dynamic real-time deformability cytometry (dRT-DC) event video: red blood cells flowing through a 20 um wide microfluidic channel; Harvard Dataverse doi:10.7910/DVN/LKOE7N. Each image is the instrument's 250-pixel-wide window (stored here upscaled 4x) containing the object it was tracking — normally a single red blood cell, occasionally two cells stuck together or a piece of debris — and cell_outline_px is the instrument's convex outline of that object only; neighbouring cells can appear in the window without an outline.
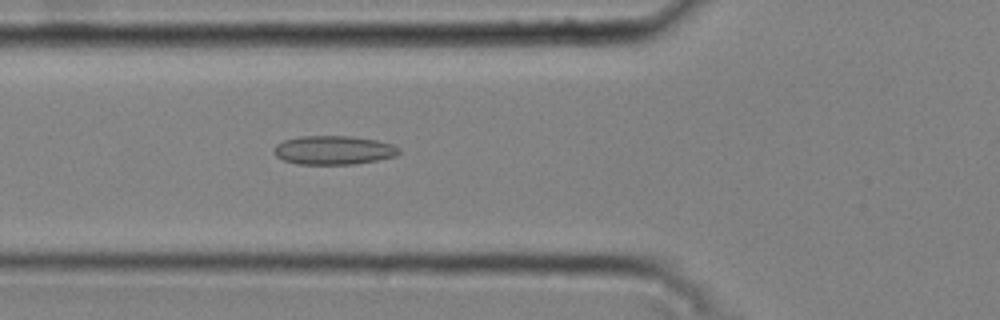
{"species": "common noctule bat (a hibernating species)", "species_latin": "Nyctalus noctula", "temperature_condition": "cold", "stored_images_in_passage": 28, "camera_frame_rate_fps": 3000, "um_per_image_px": 0.085, "animal": {"sex": "male", "body_mass_g": 20.4}, "frame": {"image": 1, "passage_image": 19, "time_ms": 6.0, "image_size_px": [1000, 320], "cell_outline_px": [[400, 152], [396, 156], [376, 160], [352, 164], [296, 164], [284, 160], [276, 156], [272, 152], [272, 148], [276, 144], [284, 140], [300, 136], [348, 136], [376, 140], [392, 144], [400, 148]], "centroid_in_image_um": [28.32, 12.76], "position_along_channel_um": 97.5, "area_um2": 21.04}}
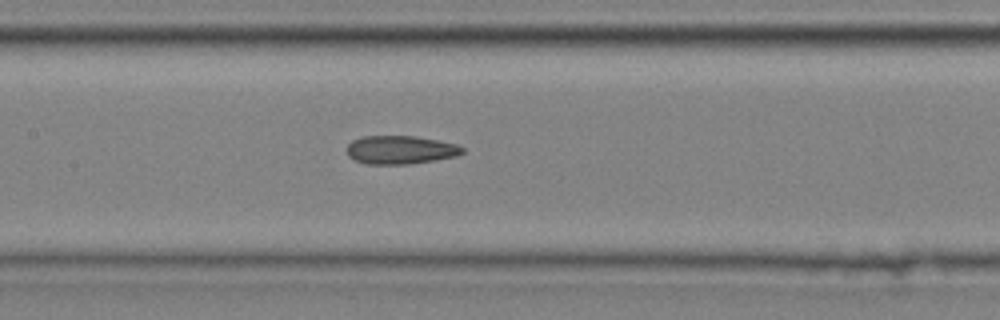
{"frame": {"image": 2, "passage_image": 25, "time_ms": 8.0, "image_size_px": [1000, 320], "cell_outline_px": [[464, 152], [456, 156], [436, 160], [408, 164], [368, 164], [356, 160], [348, 156], [348, 144], [352, 140], [364, 136], [416, 136], [456, 144], [464, 148]], "centroid_in_image_um": [34.05, 12.74], "position_along_channel_um": 173.4, "area_um2": 19.02}}
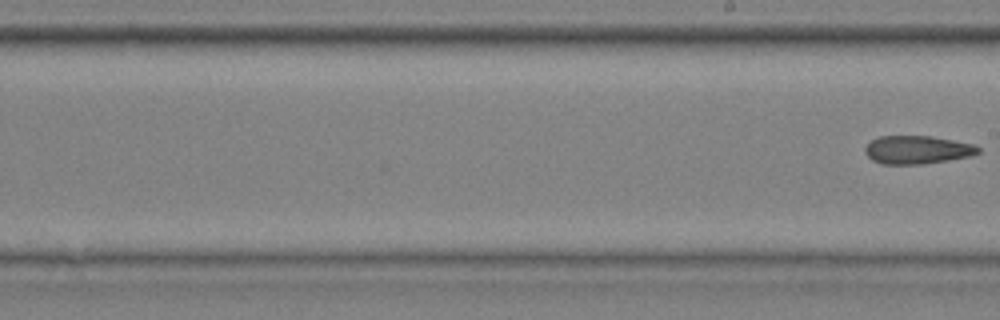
{"frame": {"image": 3, "passage_image": 28, "time_ms": 9.0, "image_size_px": [1000, 320], "cell_outline_px": [[980, 152], [968, 156], [920, 164], [880, 164], [872, 160], [864, 152], [864, 148], [872, 140], [880, 136], [932, 136], [972, 144], [980, 148]], "centroid_in_image_um": [77.91, 12.73], "position_along_channel_um": 211.1, "area_um2": 18.32}}